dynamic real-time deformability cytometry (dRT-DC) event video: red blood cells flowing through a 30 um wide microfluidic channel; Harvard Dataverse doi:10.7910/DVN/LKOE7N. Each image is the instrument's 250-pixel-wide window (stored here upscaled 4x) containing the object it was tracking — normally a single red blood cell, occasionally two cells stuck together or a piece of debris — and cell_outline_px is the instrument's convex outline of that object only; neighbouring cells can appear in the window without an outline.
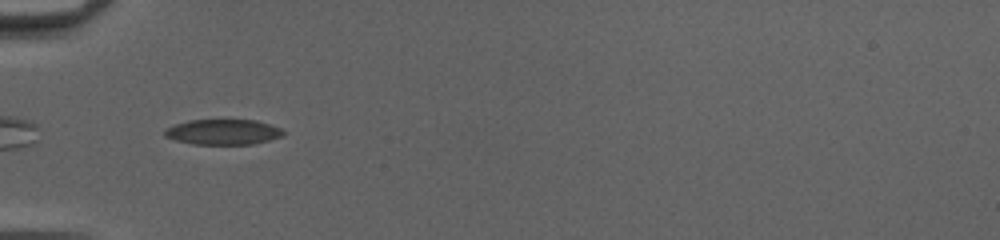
{"species": "common noctule bat (a hibernating species)", "species_latin": "Nyctalus noctula", "temperature_condition": "cold", "stored_images_in_passage": 35, "camera_frame_rate_fps": 3000, "um_per_image_px": 0.085, "animal": {"sex": "female", "body_mass_g": 20.0, "forearm_length_mm": 54.0}, "frame": {"image": 1, "passage_image": 2, "time_ms": 0.333, "image_size_px": [1000, 240], "cell_outline_px": [[284, 136], [252, 144], [192, 144], [176, 140], [164, 136], [164, 128], [188, 120], [256, 120], [280, 128], [284, 132]], "centroid_in_image_um": [18.94, 11.22], "position_along_channel_um": 66.1, "area_um2": 17.46}}
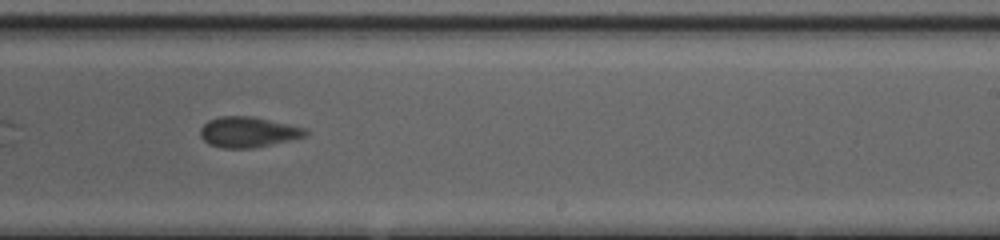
{"frame": {"image": 2, "passage_image": 17, "time_ms": 5.333, "image_size_px": [1000, 240], "cell_outline_px": [[308, 136], [256, 148], [224, 148], [208, 144], [200, 136], [200, 128], [208, 120], [220, 116], [252, 116], [288, 124], [304, 128], [308, 132]], "centroid_in_image_um": [21.08, 11.23], "position_along_channel_um": 267.9, "area_um2": 18.79}}
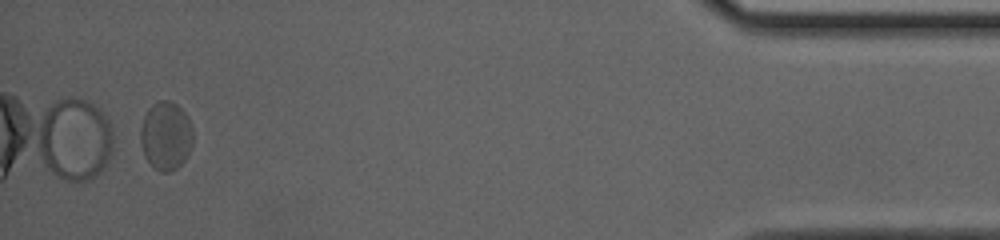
{"frame": {"image": 3, "passage_image": 33, "time_ms": 10.667, "image_size_px": [1000, 240], "cell_outline_px": [[192, 144], [188, 156], [176, 168], [168, 172], [160, 172], [152, 168], [144, 156], [140, 144], [140, 128], [144, 116], [148, 108], [152, 104], [160, 100], [168, 100], [176, 104], [188, 116], [192, 128]], "centroid_in_image_um": [14.08, 11.55], "position_along_channel_um": 421.1, "area_um2": 21.21}, "authors_computed_cell_mechanics": {"area_um2": 19.2474, "velocity_mm_per_s": 4.1059, "shape_relaxation_time_tau1_ms": 3.375, "shape_relaxation_time_tau2_ms": 1.1635, "deformation_change_tau1": 0.0847, "deformation_change_tau2": 0.063}}